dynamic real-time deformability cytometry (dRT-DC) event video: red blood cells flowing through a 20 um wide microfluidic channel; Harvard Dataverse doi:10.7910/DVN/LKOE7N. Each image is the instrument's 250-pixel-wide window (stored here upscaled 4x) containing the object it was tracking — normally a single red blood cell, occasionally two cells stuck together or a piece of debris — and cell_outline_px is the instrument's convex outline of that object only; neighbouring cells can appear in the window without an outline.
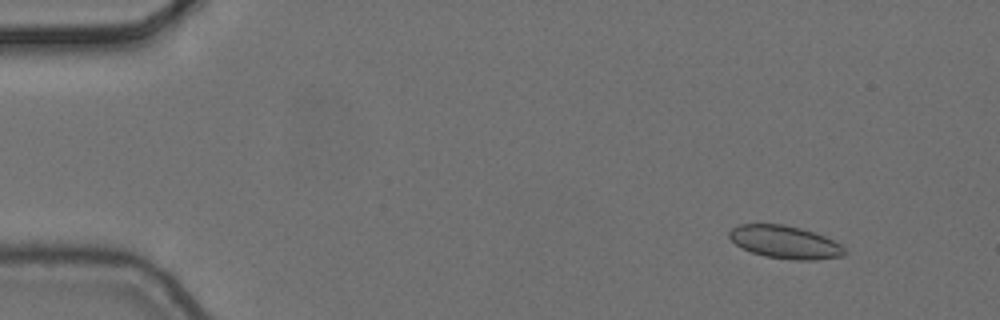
{"species": "common noctule bat (a hibernating species)", "species_latin": "Nyctalus noctula", "temperature_condition": "cold", "stored_images_in_passage": 5, "camera_frame_rate_fps": 3000, "um_per_image_px": 0.085, "animal": {"sex": "female", "body_mass_g": 24.6, "forearm_length_mm": 56.2}, "frame": {"image": 1, "passage_image": 1, "time_ms": 0.0, "image_size_px": [1000, 320], "cell_outline_px": [[848, 252], [844, 256], [816, 260], [792, 260], [764, 256], [752, 252], [736, 244], [728, 236], [728, 232], [732, 228], [740, 224], [784, 224], [800, 228], [824, 236], [840, 244]], "centroid_in_image_um": [66.74, 20.59], "position_along_channel_um": 18.3, "area_um2": 22.02}}
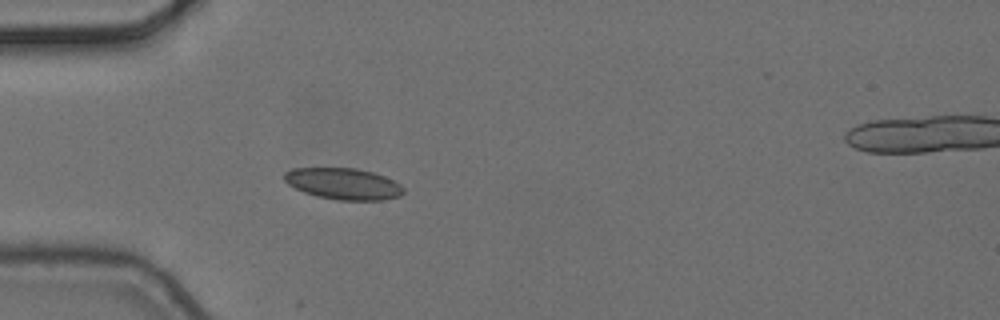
{"frame": {"image": 2, "passage_image": 4, "time_ms": 1.0, "image_size_px": [1000, 320], "cell_outline_px": [[404, 192], [400, 196], [384, 200], [340, 200], [316, 196], [304, 192], [288, 184], [284, 180], [284, 172], [292, 168], [356, 168], [372, 172], [384, 176], [400, 184], [404, 188]], "centroid_in_image_um": [29.19, 15.62], "position_along_channel_um": 55.8, "area_um2": 21.79}}